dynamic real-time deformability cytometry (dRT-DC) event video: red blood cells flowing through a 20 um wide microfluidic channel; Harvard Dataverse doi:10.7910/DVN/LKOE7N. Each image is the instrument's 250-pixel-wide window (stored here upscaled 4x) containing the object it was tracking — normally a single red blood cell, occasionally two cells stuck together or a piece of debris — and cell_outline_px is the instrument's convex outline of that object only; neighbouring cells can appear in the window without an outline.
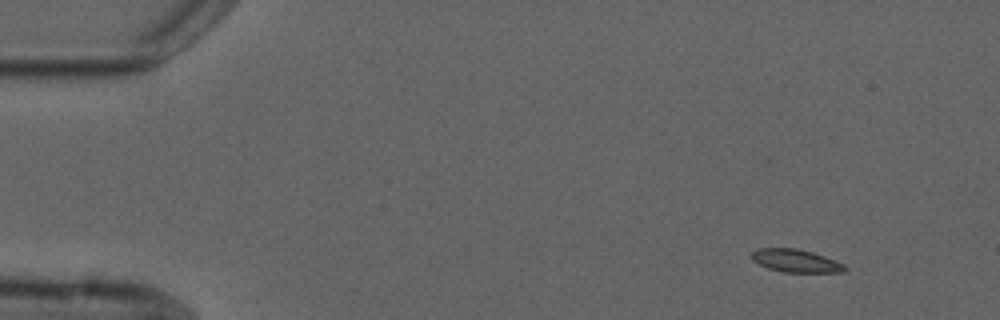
{"species": "common noctule bat (a hibernating species)", "species_latin": "Nyctalus noctula", "temperature_condition": "cold", "stored_images_in_passage": 4, "camera_frame_rate_fps": 3000, "um_per_image_px": 0.085, "animal": {"sex": "male", "forearm_length_mm": 52.5}, "frame": {"image": 1, "passage_image": 1, "time_ms": 0.0, "image_size_px": [1000, 320], "cell_outline_px": [[848, 268], [844, 272], [784, 272], [768, 268], [752, 260], [752, 252], [756, 248], [796, 248], [812, 252], [824, 256], [844, 264]], "centroid_in_image_um": [67.64, 22.16], "position_along_channel_um": 17.4, "area_um2": 12.37}}
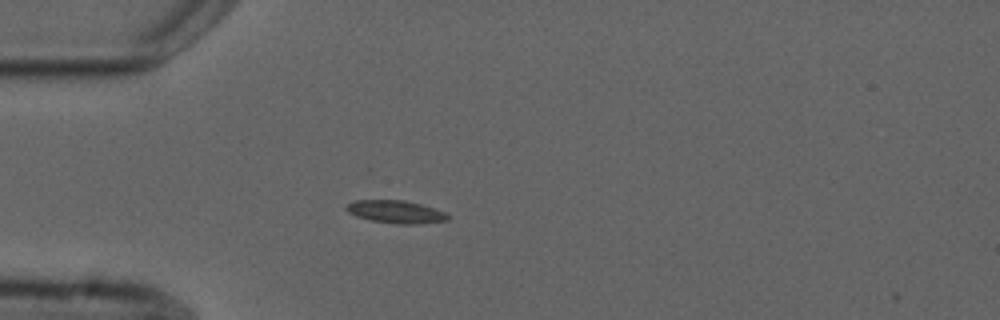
{"frame": {"image": 2, "passage_image": 4, "time_ms": 3.333, "image_size_px": [1000, 320], "cell_outline_px": [[448, 220], [420, 224], [396, 224], [372, 220], [356, 216], [348, 212], [344, 208], [348, 204], [356, 200], [404, 200], [420, 204], [444, 212], [448, 216]], "centroid_in_image_um": [33.62, 18.01], "position_along_channel_um": 51.4, "area_um2": 13.29}}